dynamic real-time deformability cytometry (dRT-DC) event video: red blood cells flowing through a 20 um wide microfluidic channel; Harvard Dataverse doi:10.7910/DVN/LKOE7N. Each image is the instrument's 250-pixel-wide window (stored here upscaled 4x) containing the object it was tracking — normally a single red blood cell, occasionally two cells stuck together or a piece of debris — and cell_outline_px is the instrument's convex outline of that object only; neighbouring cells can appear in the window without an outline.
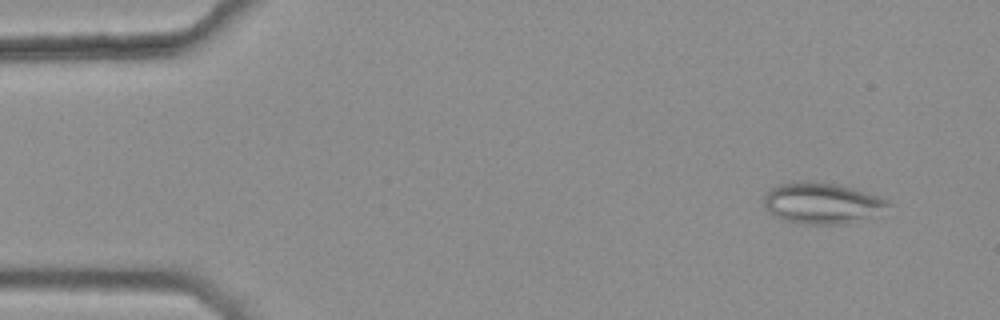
{"species": "common noctule bat (a hibernating species)", "species_latin": "Nyctalus noctula", "temperature_condition": "warm", "stored_images_in_passage": 4, "camera_frame_rate_fps": 3000, "um_per_image_px": 0.085, "animal": {"sex": "female", "body_mass_g": 25.1}, "frame": {"image": 1, "passage_image": 1, "time_ms": 0.0, "image_size_px": [1000, 320], "cell_outline_px": [[892, 204], [868, 216], [844, 224], [804, 224], [784, 220], [772, 216], [764, 208], [764, 196], [768, 188], [780, 184], [800, 180], [812, 180], [836, 184], [852, 188], [880, 196]], "centroid_in_image_um": [69.75, 17.24], "position_along_channel_um": 15.3, "area_um2": 29.71}}